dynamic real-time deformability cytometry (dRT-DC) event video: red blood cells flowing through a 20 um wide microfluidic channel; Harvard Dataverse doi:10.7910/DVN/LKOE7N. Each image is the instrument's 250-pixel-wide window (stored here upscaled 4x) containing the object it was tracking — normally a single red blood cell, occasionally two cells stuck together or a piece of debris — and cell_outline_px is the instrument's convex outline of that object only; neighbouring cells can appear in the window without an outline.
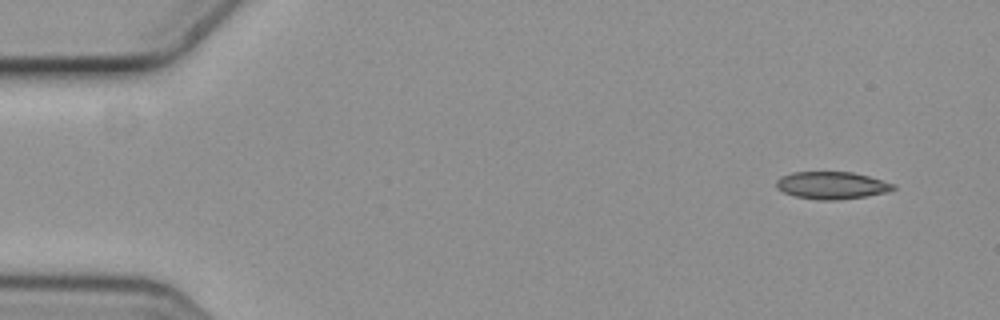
{"species": "common noctule bat (a hibernating species)", "species_latin": "Nyctalus noctula", "temperature_condition": "cold", "stored_images_in_passage": 5, "camera_frame_rate_fps": 3000, "um_per_image_px": 0.085, "animal": {"sex": "female", "body_mass_g": 19.3, "forearm_length_mm": 54.1}, "frame": {"image": 1, "passage_image": 1, "time_ms": 0.0, "image_size_px": [1000, 320], "cell_outline_px": [[896, 188], [888, 192], [864, 196], [836, 200], [820, 200], [796, 196], [784, 192], [776, 188], [776, 180], [780, 176], [792, 172], [852, 172], [868, 176], [892, 184]], "centroid_in_image_um": [70.65, 15.75], "position_along_channel_um": 14.4, "area_um2": 18.44}}
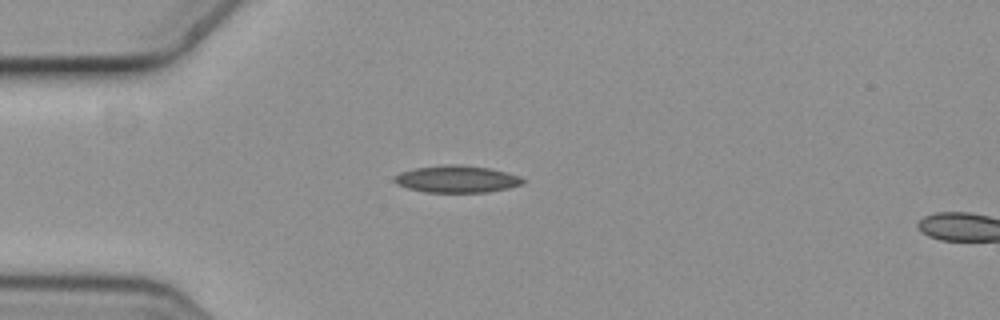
{"frame": {"image": 2, "passage_image": 4, "time_ms": 1.0, "image_size_px": [1000, 320], "cell_outline_px": [[524, 184], [508, 188], [488, 192], [424, 192], [408, 188], [396, 184], [392, 180], [392, 176], [400, 172], [416, 168], [444, 164], [464, 164], [488, 168], [520, 176], [524, 180]], "centroid_in_image_um": [38.79, 15.22], "position_along_channel_um": 46.2, "area_um2": 20.4}}